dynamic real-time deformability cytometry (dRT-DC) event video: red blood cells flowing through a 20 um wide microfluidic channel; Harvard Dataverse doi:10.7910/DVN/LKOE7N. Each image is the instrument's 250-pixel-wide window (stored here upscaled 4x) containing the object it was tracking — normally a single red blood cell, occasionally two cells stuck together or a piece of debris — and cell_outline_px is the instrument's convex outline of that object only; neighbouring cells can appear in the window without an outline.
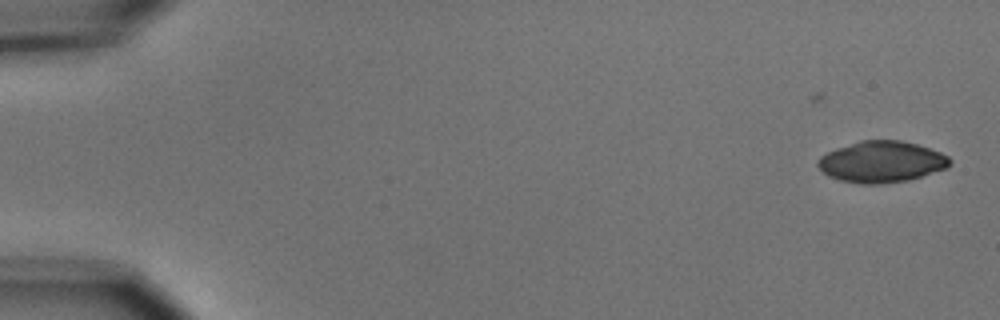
{"species": "common noctule bat (a hibernating species)", "species_latin": "Nyctalus noctula", "temperature_condition": "cold", "stored_images_in_passage": 6, "camera_frame_rate_fps": 3000, "um_per_image_px": 0.085, "animal": {"sex": "male", "body_mass_g": 15.6}, "frame": {"image": 1, "passage_image": 3, "time_ms": 2.333, "image_size_px": [1000, 320], "cell_outline_px": [[952, 160], [948, 168], [908, 180], [880, 184], [860, 184], [840, 180], [828, 176], [816, 164], [816, 160], [820, 156], [836, 148], [860, 140], [900, 140], [916, 144], [940, 152], [948, 156]], "centroid_in_image_um": [74.92, 13.75], "position_along_channel_um": 10.1, "area_um2": 31.79}}